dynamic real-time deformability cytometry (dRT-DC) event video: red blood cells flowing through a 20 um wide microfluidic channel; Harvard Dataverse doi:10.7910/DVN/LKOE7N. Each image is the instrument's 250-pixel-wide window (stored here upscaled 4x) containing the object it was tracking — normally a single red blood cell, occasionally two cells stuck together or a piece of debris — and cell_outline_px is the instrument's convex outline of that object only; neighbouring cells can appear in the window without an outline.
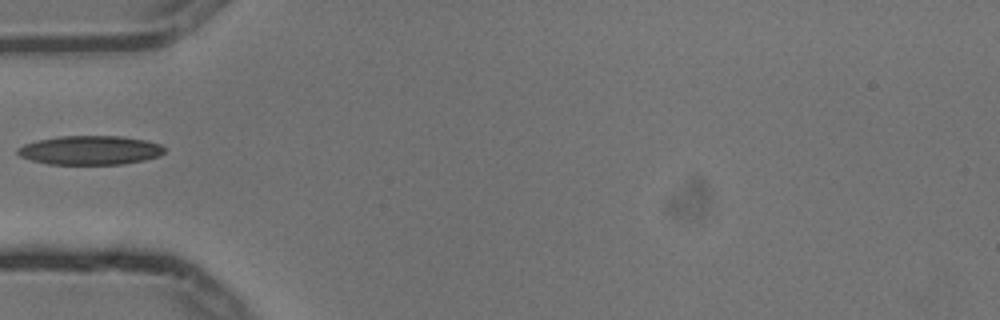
{"species": "common noctule bat (a hibernating species)", "species_latin": "Nyctalus noctula", "temperature_condition": "cold", "stored_images_in_passage": 1, "camera_frame_rate_fps": 3000, "um_per_image_px": 0.085, "animal": {"sex": "male", "body_mass_g": 13.3}, "frame": {"image": 1, "passage_image": 1, "time_ms": 0.0, "image_size_px": [1000, 320], "cell_outline_px": [[164, 152], [160, 156], [144, 160], [124, 164], [48, 164], [32, 160], [20, 156], [16, 152], [16, 148], [24, 144], [36, 140], [60, 136], [124, 136], [144, 140], [160, 144], [164, 148]], "centroid_in_image_um": [7.64, 12.76], "position_along_channel_um": 77.4, "area_um2": 24.91}}